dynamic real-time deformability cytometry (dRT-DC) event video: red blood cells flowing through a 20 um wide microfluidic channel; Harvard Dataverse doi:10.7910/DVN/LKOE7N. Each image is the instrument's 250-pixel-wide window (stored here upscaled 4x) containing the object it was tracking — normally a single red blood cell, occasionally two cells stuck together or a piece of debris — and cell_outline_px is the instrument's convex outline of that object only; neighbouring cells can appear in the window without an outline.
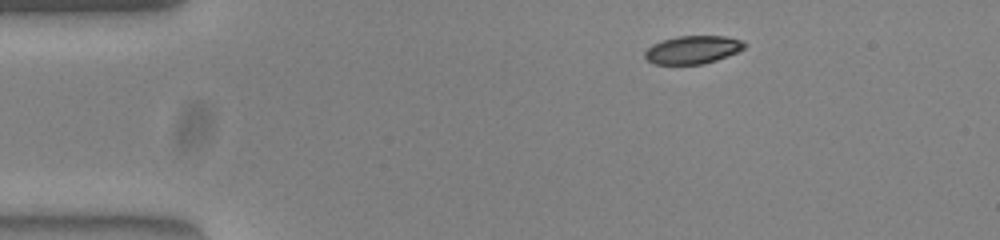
{"species": "common noctule bat (a hibernating species)", "species_latin": "Nyctalus noctula", "temperature_condition": "warm", "stored_images_in_passage": 46, "camera_frame_rate_fps": 3000, "um_per_image_px": 0.085, "animal": {"sex": "female", "body_mass_g": 23.0, "forearm_length_mm": 53.4}, "frame": {"image": 1, "passage_image": 1, "time_ms": 0.0, "image_size_px": [1000, 240], "cell_outline_px": [[748, 44], [744, 48], [736, 52], [716, 60], [704, 64], [652, 64], [644, 56], [644, 52], [652, 44], [676, 36], [724, 36], [744, 40]], "centroid_in_image_um": [58.89, 4.22], "position_along_channel_um": 26.1, "area_um2": 16.3}}
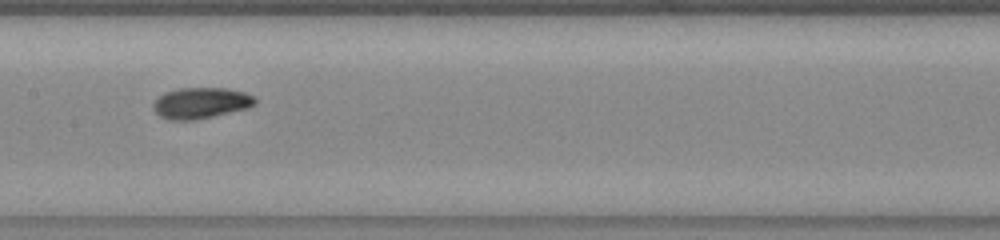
{"frame": {"image": 2, "passage_image": 19, "time_ms": 6.0, "image_size_px": [1000, 240], "cell_outline_px": [[256, 104], [248, 108], [196, 120], [168, 120], [160, 116], [152, 108], [152, 104], [164, 92], [180, 88], [228, 88], [244, 92], [256, 96]], "centroid_in_image_um": [17.09, 8.75], "position_along_channel_um": 190.3, "area_um2": 18.55}}
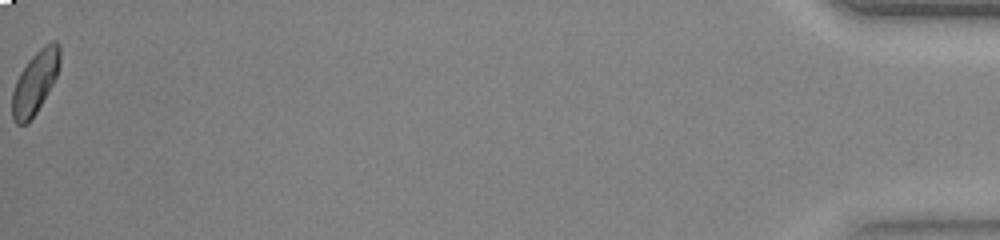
{"frame": {"image": 3, "passage_image": 46, "time_ms": 15.0, "image_size_px": [1000, 240], "cell_outline_px": [[60, 64], [56, 76], [52, 84], [36, 112], [28, 124], [16, 124], [12, 120], [12, 92], [16, 80], [20, 72], [28, 60], [44, 44], [52, 40], [56, 40], [60, 44]], "centroid_in_image_um": [2.98, 6.98], "position_along_channel_um": 432.2, "area_um2": 17.46}, "authors_computed_cell_mechanics": {"area_um2": 17.8024, "velocity_mm_per_s": 3.8543, "shape_relaxation_time_tau1_ms": 4.5233, "shape_relaxation_time_tau2_ms": 6.6164, "deformation_change_tau1": 0.1445, "deformation_change_tau2": 0.0913}}